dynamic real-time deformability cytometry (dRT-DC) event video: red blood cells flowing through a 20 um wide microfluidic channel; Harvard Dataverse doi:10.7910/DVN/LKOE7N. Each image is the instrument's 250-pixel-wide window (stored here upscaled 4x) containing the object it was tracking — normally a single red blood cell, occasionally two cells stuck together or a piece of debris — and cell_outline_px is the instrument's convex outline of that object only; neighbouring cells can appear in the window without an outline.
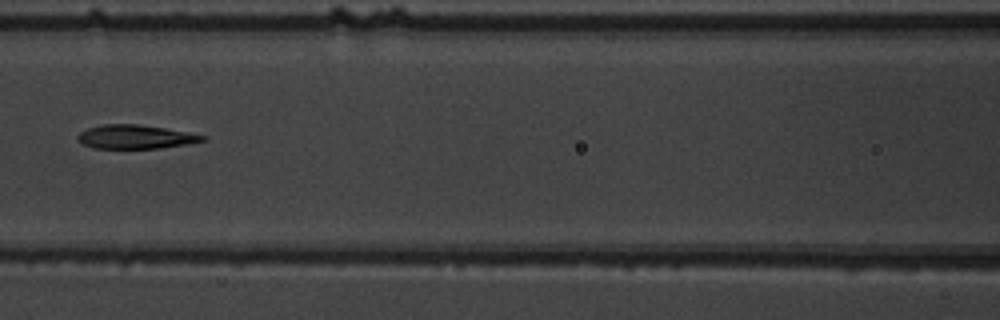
{"species": "common noctule bat (a hibernating species)", "species_latin": "Nyctalus noctula", "temperature_condition": "warm", "stored_images_in_passage": 3, "camera_frame_rate_fps": 3000, "um_per_image_px": 0.085, "animal": {"sex": "male", "body_mass_g": 19.5, "forearm_length_mm": 54.6}, "frame": {"image": 1, "passage_image": 3, "time_ms": 2.333, "image_size_px": [1000, 320], "cell_outline_px": [[208, 140], [188, 144], [160, 148], [92, 148], [76, 140], [76, 136], [80, 132], [88, 128], [104, 124], [136, 124], [164, 128], [208, 136]], "centroid_in_image_um": [11.52, 11.63], "position_along_channel_um": 155.1, "area_um2": 17.34}}